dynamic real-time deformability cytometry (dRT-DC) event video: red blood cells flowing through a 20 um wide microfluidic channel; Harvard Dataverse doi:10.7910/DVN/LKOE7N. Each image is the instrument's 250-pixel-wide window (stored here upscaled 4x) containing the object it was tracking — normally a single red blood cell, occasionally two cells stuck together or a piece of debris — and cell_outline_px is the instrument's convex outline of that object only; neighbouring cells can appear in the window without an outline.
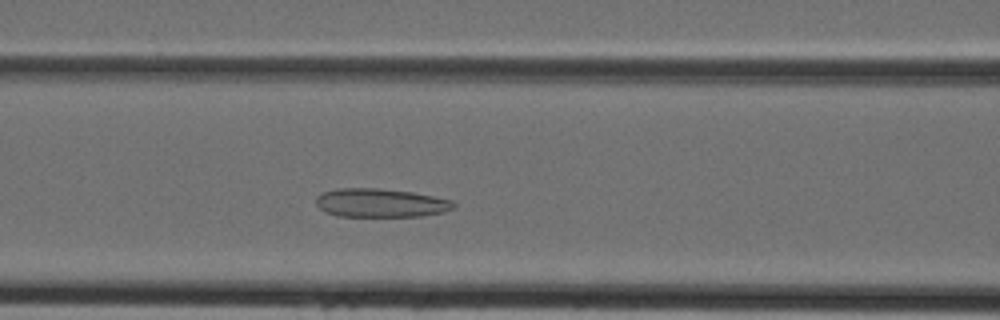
{"species": "Egyptian fruit bat (a non-hibernating species)", "species_latin": "Rousettus aegyptiacus", "temperature_condition": "cold", "stored_images_in_passage": 39, "camera_frame_rate_fps": 3000, "um_per_image_px": 0.085, "animal": {"sex": "female"}, "frame": {"image": 1, "passage_image": 12, "time_ms": 3.667, "image_size_px": [1000, 320], "cell_outline_px": [[456, 208], [444, 212], [424, 216], [336, 216], [324, 212], [316, 204], [316, 196], [324, 192], [336, 188], [376, 188], [412, 192], [452, 200], [456, 204]], "centroid_in_image_um": [32.36, 17.25], "position_along_channel_um": 134.2, "area_um2": 23.12}}
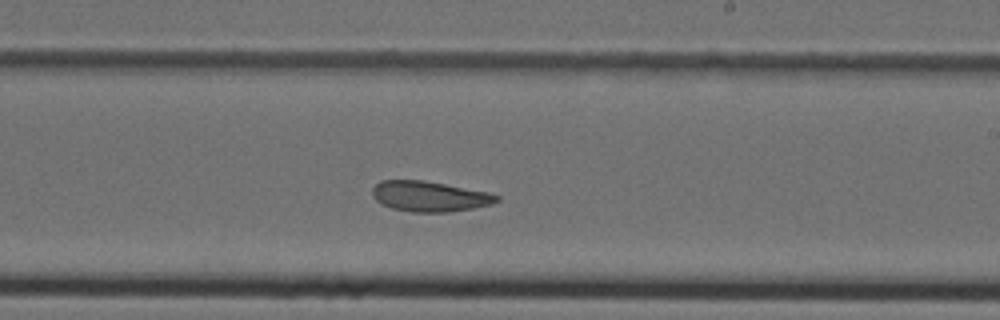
{"frame": {"image": 2, "passage_image": 20, "time_ms": 6.333, "image_size_px": [1000, 320], "cell_outline_px": [[500, 200], [492, 204], [472, 208], [448, 212], [412, 212], [392, 208], [376, 200], [372, 196], [372, 188], [380, 180], [424, 180], [488, 192], [500, 196]], "centroid_in_image_um": [36.51, 16.68], "position_along_channel_um": 252.5, "area_um2": 21.96}}
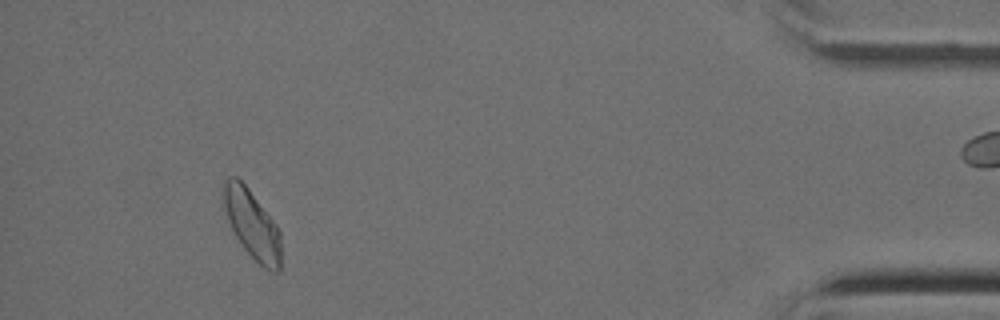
{"frame": {"image": 3, "passage_image": 35, "time_ms": 11.333, "image_size_px": [1000, 320], "cell_outline_px": [[280, 272], [268, 272], [244, 248], [232, 232], [224, 212], [224, 180], [228, 176], [236, 176], [248, 188], [276, 224], [280, 232]], "centroid_in_image_um": [21.42, 19.08], "position_along_channel_um": 413.8, "area_um2": 22.95}}